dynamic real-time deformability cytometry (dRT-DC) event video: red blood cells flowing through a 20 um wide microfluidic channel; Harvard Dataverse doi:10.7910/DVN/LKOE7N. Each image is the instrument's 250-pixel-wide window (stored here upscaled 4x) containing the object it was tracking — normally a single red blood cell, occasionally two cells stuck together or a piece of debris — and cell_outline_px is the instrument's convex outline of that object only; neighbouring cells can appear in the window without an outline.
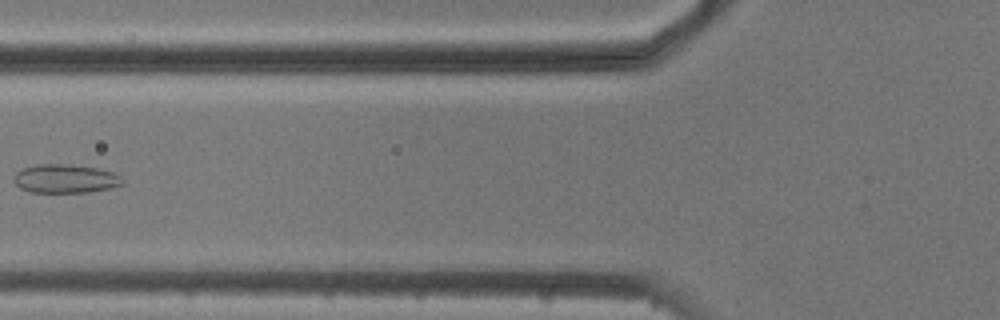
{"species": "common noctule bat (a hibernating species)", "species_latin": "Nyctalus noctula", "temperature_condition": "cold", "stored_images_in_passage": 6, "camera_frame_rate_fps": 3000, "um_per_image_px": 0.085, "animal": {"sex": "male", "body_mass_g": 20.5, "forearm_length_mm": 52.5}, "frame": {"image": 1, "passage_image": 5, "time_ms": 4.667, "image_size_px": [1000, 320], "cell_outline_px": [[124, 184], [108, 188], [88, 192], [32, 192], [20, 188], [12, 180], [12, 176], [16, 172], [24, 168], [36, 164], [68, 164], [96, 168], [112, 172], [120, 176], [124, 180]], "centroid_in_image_um": [5.52, 15.18], "position_along_channel_um": 120.3, "area_um2": 18.15}}
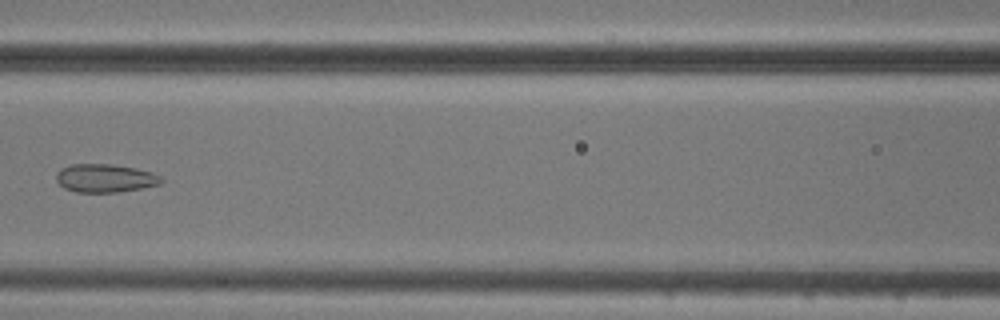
{"frame": {"image": 2, "passage_image": 6, "time_ms": 5.667, "image_size_px": [1000, 320], "cell_outline_px": [[164, 180], [160, 184], [140, 188], [116, 192], [76, 192], [64, 188], [56, 180], [56, 172], [60, 168], [72, 164], [108, 164], [136, 168], [152, 172], [160, 176]], "centroid_in_image_um": [8.91, 15.14], "position_along_channel_um": 157.7, "area_um2": 17.28}}